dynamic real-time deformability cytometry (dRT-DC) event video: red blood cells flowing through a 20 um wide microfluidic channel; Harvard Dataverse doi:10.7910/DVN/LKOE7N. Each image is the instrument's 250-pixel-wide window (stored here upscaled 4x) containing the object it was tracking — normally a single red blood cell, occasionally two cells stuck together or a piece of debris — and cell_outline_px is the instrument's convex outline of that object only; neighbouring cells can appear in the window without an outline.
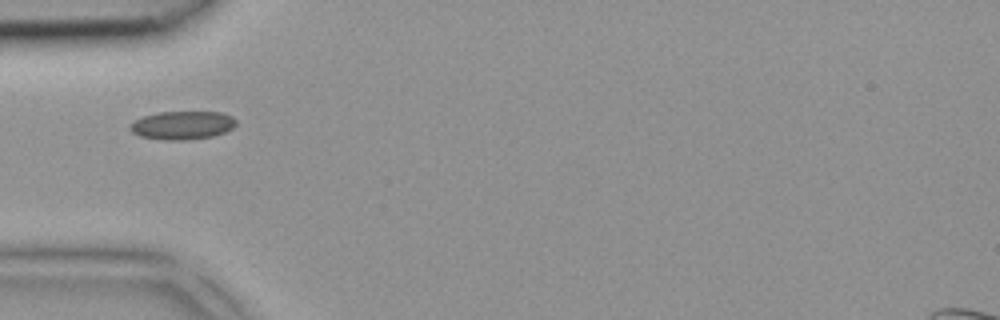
{"species": "common noctule bat (a hibernating species)", "species_latin": "Nyctalus noctula", "temperature_condition": "room temperature", "stored_images_in_passage": 4, "camera_frame_rate_fps": 3000, "um_per_image_px": 0.085, "animal": {"sex": "female", "body_mass_g": 18.4}, "frame": {"image": 1, "passage_image": 3, "time_ms": 0.667, "image_size_px": [1000, 320], "cell_outline_px": [[236, 124], [232, 128], [224, 132], [212, 136], [188, 140], [168, 140], [140, 136], [132, 132], [128, 128], [128, 124], [144, 116], [160, 112], [220, 112], [232, 116], [236, 120]], "centroid_in_image_um": [15.49, 10.64], "position_along_channel_um": 69.5, "area_um2": 17.46}}